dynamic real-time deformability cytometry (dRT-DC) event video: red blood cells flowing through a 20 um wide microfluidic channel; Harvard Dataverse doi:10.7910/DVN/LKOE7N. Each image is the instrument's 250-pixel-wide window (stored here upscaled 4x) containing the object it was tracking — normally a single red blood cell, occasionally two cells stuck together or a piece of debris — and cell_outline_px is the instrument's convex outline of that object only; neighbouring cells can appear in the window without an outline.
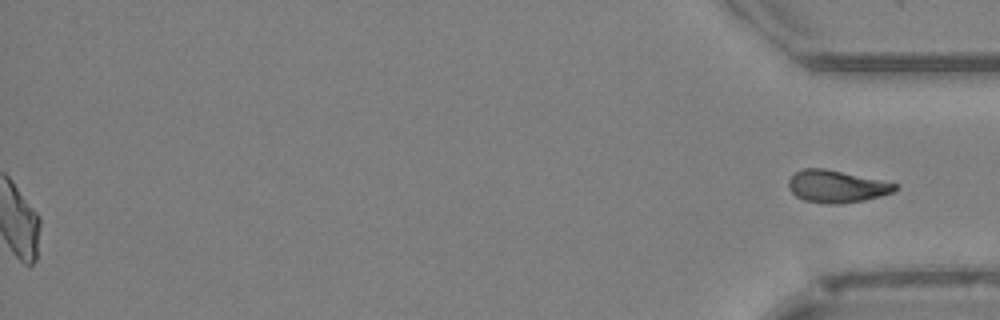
{"species": "Egyptian fruit bat (a non-hibernating species)", "species_latin": "Rousettus aegyptiacus", "temperature_condition": "cold", "stored_images_in_passage": 44, "segment_of_instrument_passage": [2, 2], "camera_frame_rate_fps": 3000, "um_per_image_px": 0.085, "animal": {"sex": "female"}, "frame": {"image": 1, "passage_image": 44, "time_ms": 14.333, "image_size_px": [1000, 320], "cell_outline_px": [[896, 188], [892, 192], [880, 196], [864, 200], [836, 204], [824, 204], [804, 200], [796, 196], [788, 188], [788, 180], [796, 172], [804, 168], [824, 168], [880, 180], [896, 184]], "centroid_in_image_um": [71.05, 15.85], "position_along_channel_um": 364.1, "area_um2": 19.77}}